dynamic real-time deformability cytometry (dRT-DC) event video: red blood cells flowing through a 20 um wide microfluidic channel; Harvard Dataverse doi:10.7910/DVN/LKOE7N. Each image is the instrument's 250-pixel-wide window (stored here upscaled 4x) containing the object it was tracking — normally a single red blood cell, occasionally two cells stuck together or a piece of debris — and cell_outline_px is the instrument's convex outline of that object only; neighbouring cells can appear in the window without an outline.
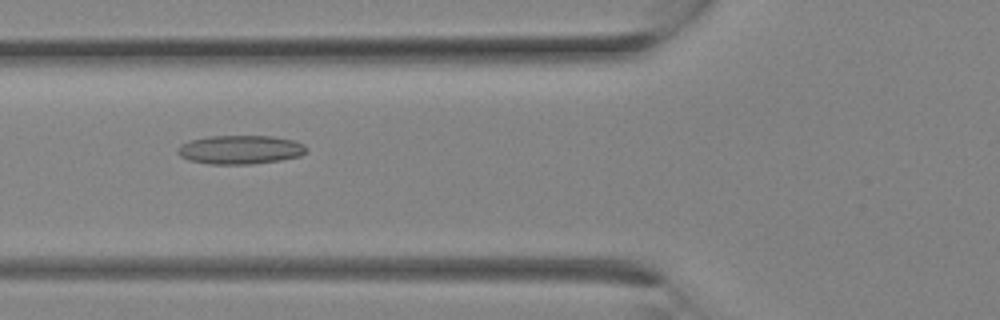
{"species": "Egyptian fruit bat (a non-hibernating species)", "species_latin": "Rousettus aegyptiacus", "temperature_condition": "room temperature", "stored_images_in_passage": 10, "camera_frame_rate_fps": 3000, "um_per_image_px": 0.085, "animal": {"sex": "female"}, "frame": {"image": 1, "passage_image": 7, "time_ms": 2.0, "image_size_px": [1000, 320], "cell_outline_px": [[308, 152], [300, 156], [280, 160], [252, 164], [208, 164], [188, 160], [180, 156], [176, 152], [176, 148], [180, 144], [188, 140], [208, 136], [272, 136], [296, 140], [304, 144], [308, 148]], "centroid_in_image_um": [20.42, 12.72], "position_along_channel_um": 105.4, "area_um2": 22.02}}
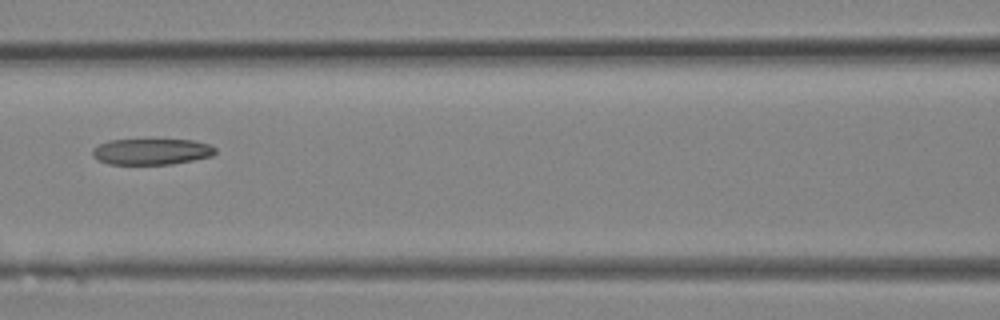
{"frame": {"image": 2, "passage_image": 9, "time_ms": 2.667, "image_size_px": [1000, 320], "cell_outline_px": [[216, 152], [212, 156], [172, 164], [108, 164], [96, 160], [92, 156], [92, 148], [108, 140], [192, 140], [208, 144], [216, 148]], "centroid_in_image_um": [12.84, 12.89], "position_along_channel_um": 153.8, "area_um2": 18.67}}